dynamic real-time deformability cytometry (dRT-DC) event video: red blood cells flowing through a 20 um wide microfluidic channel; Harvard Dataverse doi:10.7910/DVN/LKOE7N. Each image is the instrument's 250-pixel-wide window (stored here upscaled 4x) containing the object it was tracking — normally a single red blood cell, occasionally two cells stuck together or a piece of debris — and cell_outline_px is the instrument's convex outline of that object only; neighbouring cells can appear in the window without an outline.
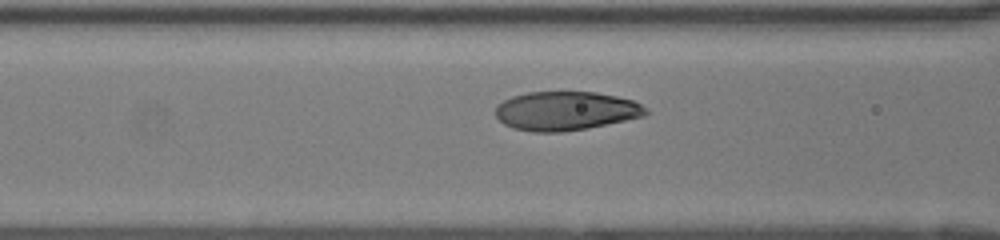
{"species": "human", "species_latin": "Homo sapiens", "temperature_condition": "room temperature", "stored_images_in_passage": 34, "camera_frame_rate_fps": 3000, "um_per_image_px": 0.085, "donor": {"sex": "female"}, "frame": {"image": 1, "passage_image": 12, "time_ms": 3.667, "image_size_px": [1000, 240], "cell_outline_px": [[648, 112], [644, 116], [588, 128], [564, 132], [532, 132], [512, 128], [504, 124], [496, 116], [496, 104], [512, 96], [528, 92], [596, 92], [616, 96], [632, 100], [648, 108]], "centroid_in_image_um": [48.07, 9.43], "position_along_channel_um": 118.5, "area_um2": 34.16}}
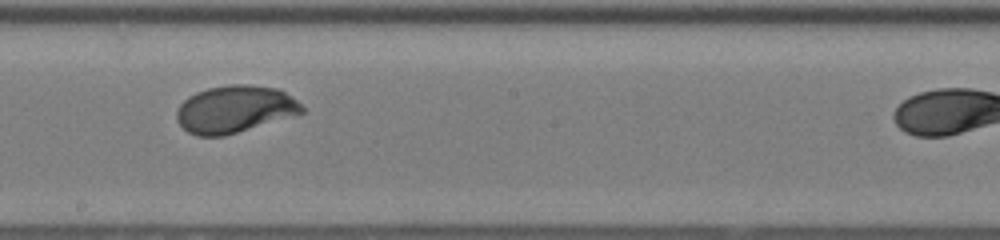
{"frame": {"image": 2, "passage_image": 20, "time_ms": 6.333, "image_size_px": [1000, 240], "cell_outline_px": [[304, 112], [224, 136], [196, 136], [188, 132], [176, 120], [176, 112], [180, 104], [188, 96], [196, 92], [208, 88], [232, 84], [248, 84], [280, 88], [292, 96], [304, 108]], "centroid_in_image_um": [19.94, 9.27], "position_along_channel_um": 228.3, "area_um2": 34.39}}
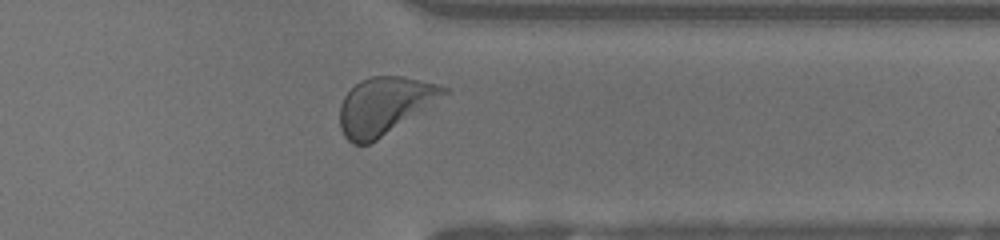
{"frame": {"image": 3, "passage_image": 31, "time_ms": 10.0, "image_size_px": [1000, 240], "cell_outline_px": [[448, 92], [376, 140], [368, 144], [352, 144], [344, 136], [340, 128], [340, 104], [344, 96], [360, 80], [372, 76], [400, 76], [436, 84], [448, 88]], "centroid_in_image_um": [32.6, 8.98], "position_along_channel_um": 378.8, "area_um2": 33.64}}